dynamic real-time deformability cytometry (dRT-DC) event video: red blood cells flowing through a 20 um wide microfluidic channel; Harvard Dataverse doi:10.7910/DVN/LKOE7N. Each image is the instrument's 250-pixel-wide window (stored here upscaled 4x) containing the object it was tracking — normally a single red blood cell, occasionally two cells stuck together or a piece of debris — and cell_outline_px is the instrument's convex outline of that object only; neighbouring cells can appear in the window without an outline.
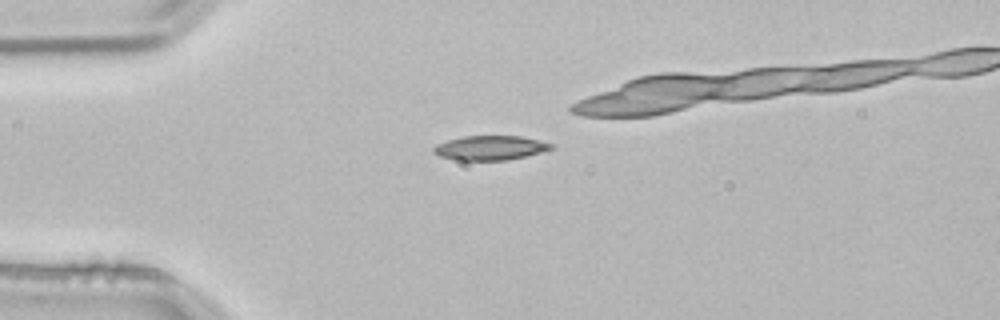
{"species": "common noctule bat (a hibernating species)", "species_latin": "Nyctalus noctula", "temperature_condition": "room temperature", "stored_images_in_passage": 5, "camera_frame_rate_fps": 3000, "um_per_image_px": 0.085, "animal": {"sex": "male", "body_mass_g": 21.5, "forearm_length_mm": 52.0}, "frame": {"image": 1, "passage_image": 1, "time_ms": 0.0, "image_size_px": [1000, 320], "cell_outline_px": [[556, 148], [544, 152], [508, 160], [456, 160], [440, 156], [432, 152], [432, 148], [436, 144], [448, 140], [464, 136], [520, 136], [540, 140], [552, 144]], "centroid_in_image_um": [41.69, 12.57], "position_along_channel_um": 43.3, "area_um2": 16.88}}